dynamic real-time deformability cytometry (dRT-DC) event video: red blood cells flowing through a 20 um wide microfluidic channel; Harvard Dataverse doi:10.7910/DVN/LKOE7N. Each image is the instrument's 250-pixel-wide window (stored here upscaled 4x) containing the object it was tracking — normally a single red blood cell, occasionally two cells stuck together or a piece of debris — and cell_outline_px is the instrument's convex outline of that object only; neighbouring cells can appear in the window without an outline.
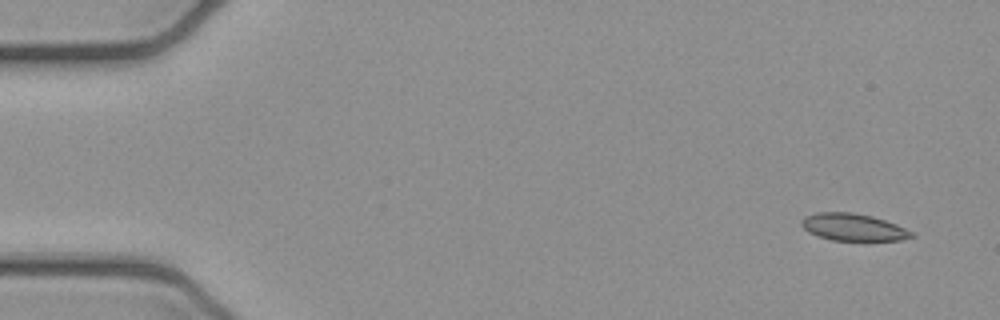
{"species": "common noctule bat (a hibernating species)", "species_latin": "Nyctalus noctula", "temperature_condition": "cold", "stored_images_in_passage": 5, "camera_frame_rate_fps": 3000, "um_per_image_px": 0.085, "animal": {"sex": "female", "body_mass_g": 21.9}, "frame": {"image": 1, "passage_image": 1, "time_ms": 0.0, "image_size_px": [1000, 320], "cell_outline_px": [[916, 236], [900, 240], [832, 240], [808, 232], [800, 224], [800, 220], [804, 216], [816, 212], [852, 212], [872, 216], [896, 224], [912, 232]], "centroid_in_image_um": [72.49, 19.3], "position_along_channel_um": 12.5, "area_um2": 17.34}}